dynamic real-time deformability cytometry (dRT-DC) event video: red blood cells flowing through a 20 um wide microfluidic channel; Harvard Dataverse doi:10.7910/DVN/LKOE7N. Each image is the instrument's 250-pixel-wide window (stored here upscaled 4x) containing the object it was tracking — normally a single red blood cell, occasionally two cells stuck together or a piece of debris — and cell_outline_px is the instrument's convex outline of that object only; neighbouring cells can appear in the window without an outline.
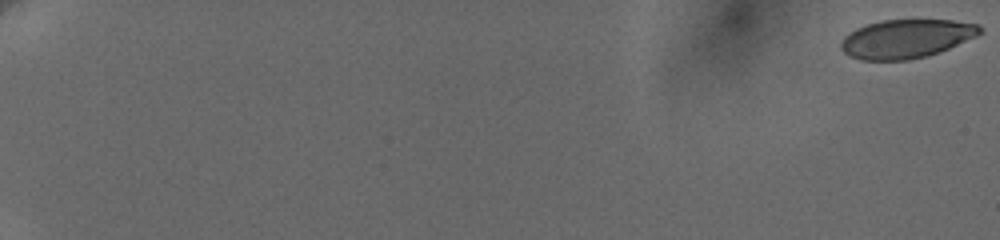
{"species": "human", "species_latin": "Homo sapiens", "temperature_condition": "cold", "stored_images_in_passage": 52, "camera_frame_rate_fps": 3000, "um_per_image_px": 0.085, "donor": {"sex": "female"}, "frame": {"image": 1, "passage_image": 1, "time_ms": 0.0, "image_size_px": [1000, 240], "cell_outline_px": [[980, 32], [976, 36], [948, 48], [924, 56], [908, 60], [864, 60], [852, 56], [844, 52], [840, 48], [840, 44], [844, 36], [856, 28], [880, 20], [952, 20], [976, 24], [980, 28]], "centroid_in_image_um": [76.98, 3.28], "position_along_channel_um": 8.0, "area_um2": 30.81}}
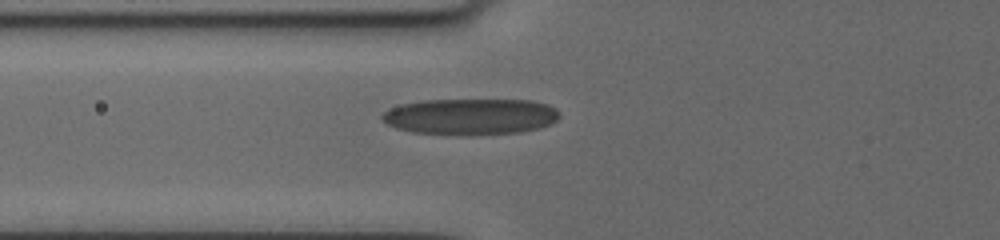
{"frame": {"image": 2, "passage_image": 37, "time_ms": 8.667, "image_size_px": [1000, 240], "cell_outline_px": [[560, 116], [556, 120], [548, 124], [536, 128], [520, 132], [468, 136], [460, 136], [412, 132], [396, 128], [380, 120], [380, 116], [384, 112], [400, 104], [424, 100], [532, 100], [544, 104], [552, 108]], "centroid_in_image_um": [39.91, 9.92], "position_along_channel_um": 85.9, "area_um2": 37.51}}
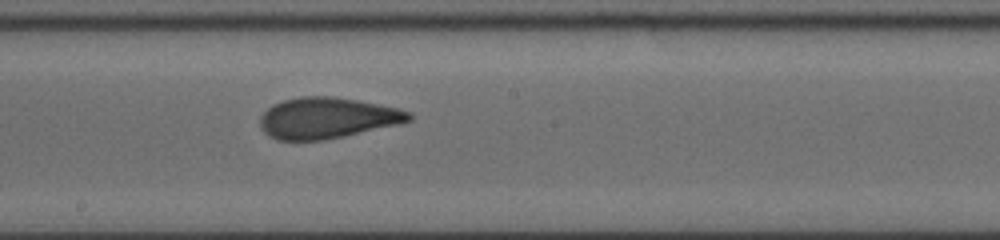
{"frame": {"image": 3, "passage_image": 52, "time_ms": 12.333, "image_size_px": [1000, 240], "cell_outline_px": [[412, 120], [400, 124], [324, 140], [276, 140], [268, 136], [260, 128], [260, 116], [272, 104], [284, 100], [300, 96], [332, 96], [356, 100], [400, 108], [412, 112]], "centroid_in_image_um": [27.81, 10.03], "position_along_channel_um": 220.4, "area_um2": 35.72}}